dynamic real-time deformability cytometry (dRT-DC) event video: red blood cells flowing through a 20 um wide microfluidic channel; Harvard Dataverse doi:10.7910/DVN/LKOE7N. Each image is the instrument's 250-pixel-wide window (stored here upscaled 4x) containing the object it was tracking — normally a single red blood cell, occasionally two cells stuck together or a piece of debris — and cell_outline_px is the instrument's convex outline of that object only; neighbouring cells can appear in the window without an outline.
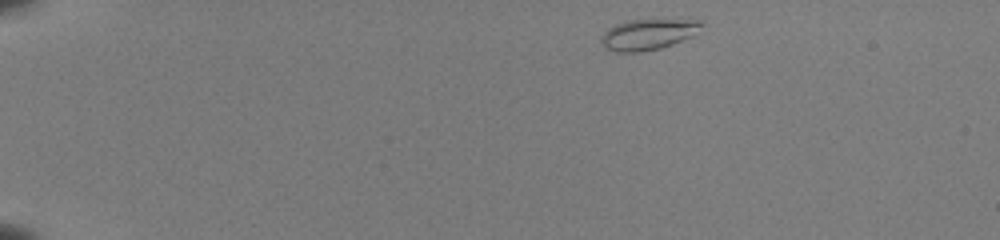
{"species": "common noctule bat (a hibernating species)", "species_latin": "Nyctalus noctula", "temperature_condition": "room temperature", "stored_images_in_passage": 44, "camera_frame_rate_fps": 3000, "um_per_image_px": 0.085, "animal": {"sex": "female", "body_mass_g": 22.0, "forearm_length_mm": 56.7}, "frame": {"image": 1, "passage_image": 1, "time_ms": 0.0, "image_size_px": [1000, 240], "cell_outline_px": [[708, 24], [692, 36], [672, 44], [660, 48], [640, 52], [616, 52], [604, 48], [600, 40], [600, 36], [608, 28], [616, 24], [628, 20], [704, 20]], "centroid_in_image_um": [55.11, 2.92], "position_along_channel_um": 29.9, "area_um2": 18.21}}
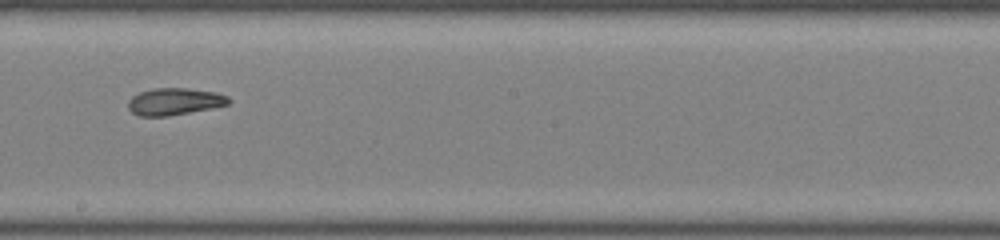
{"frame": {"image": 2, "passage_image": 24, "time_ms": 7.667, "image_size_px": [1000, 240], "cell_outline_px": [[232, 100], [228, 104], [212, 108], [168, 116], [140, 116], [132, 112], [128, 108], [128, 100], [132, 96], [140, 92], [152, 88], [188, 88], [216, 92], [228, 96]], "centroid_in_image_um": [14.84, 8.62], "position_along_channel_um": 233.4, "area_um2": 15.9}}
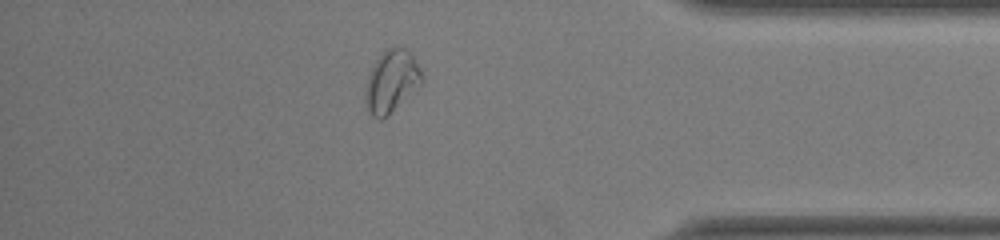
{"frame": {"image": 3, "passage_image": 38, "time_ms": 12.333, "image_size_px": [1000, 240], "cell_outline_px": [[424, 80], [388, 116], [380, 120], [372, 116], [364, 104], [364, 96], [368, 76], [372, 64], [380, 52], [388, 48], [408, 48], [412, 52], [420, 68]], "centroid_in_image_um": [33.25, 6.9], "position_along_channel_um": 401.9, "area_um2": 20.75}, "authors_computed_cell_mechanics": {"area_um2": 17.1955, "velocity_mm_per_s": 3.9831, "shape_relaxation_time_tau1_ms": 5.5513, "shape_relaxation_time_tau2_ms": 2.0154, "deformation_change_tau1": 0.141, "deformation_change_tau2": 0.0508}}